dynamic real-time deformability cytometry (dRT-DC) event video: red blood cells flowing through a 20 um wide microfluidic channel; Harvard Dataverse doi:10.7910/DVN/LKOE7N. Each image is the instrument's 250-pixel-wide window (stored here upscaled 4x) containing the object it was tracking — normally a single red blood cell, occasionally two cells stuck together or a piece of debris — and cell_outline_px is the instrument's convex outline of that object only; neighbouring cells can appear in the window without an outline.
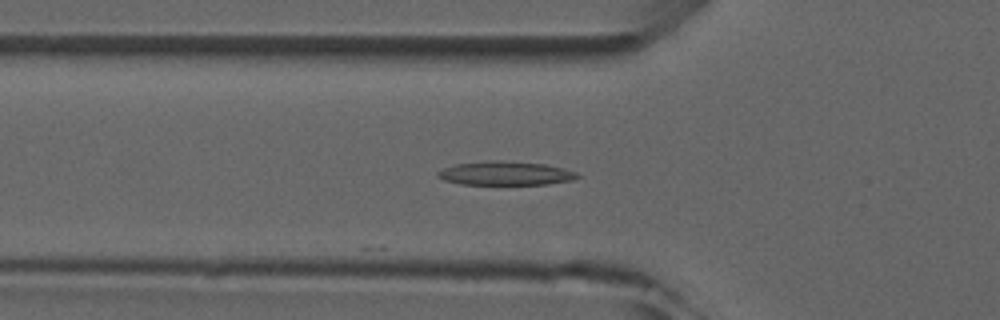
{"species": "common noctule bat (a hibernating species)", "species_latin": "Nyctalus noctula", "temperature_condition": "room temperature", "stored_images_in_passage": 2, "camera_frame_rate_fps": 3000, "um_per_image_px": 0.085, "animal": {"sex": "male", "forearm_length_mm": 52.5}, "frame": {"image": 1, "passage_image": 2, "time_ms": 1.0, "image_size_px": [1000, 320], "cell_outline_px": [[580, 176], [572, 180], [548, 184], [460, 184], [444, 180], [436, 176], [436, 172], [452, 164], [492, 160], [500, 160], [544, 164], [564, 168], [576, 172]], "centroid_in_image_um": [42.93, 14.72], "position_along_channel_um": 82.9, "area_um2": 19.42}}